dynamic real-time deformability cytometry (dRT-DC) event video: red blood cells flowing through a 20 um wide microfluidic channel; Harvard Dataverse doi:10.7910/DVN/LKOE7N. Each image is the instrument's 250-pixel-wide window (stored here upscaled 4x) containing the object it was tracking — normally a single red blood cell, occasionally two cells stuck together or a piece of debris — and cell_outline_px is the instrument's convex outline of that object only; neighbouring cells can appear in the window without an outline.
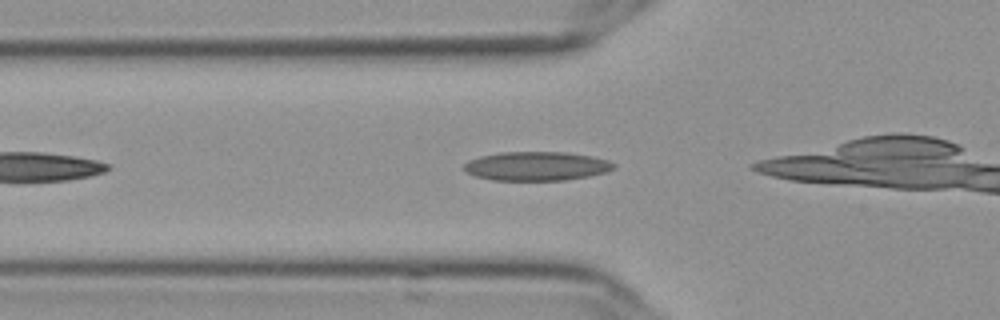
{"species": "Egyptian fruit bat (a non-hibernating species)", "species_latin": "Rousettus aegyptiacus", "temperature_condition": "cold", "stored_images_in_passage": 8, "camera_frame_rate_fps": 3000, "um_per_image_px": 0.085, "frame": {"image": 1, "passage_image": 4, "time_ms": 1.0, "image_size_px": [1000, 320], "cell_outline_px": [[616, 168], [608, 172], [588, 176], [564, 180], [492, 180], [476, 176], [464, 172], [464, 164], [468, 160], [480, 156], [500, 152], [568, 152], [592, 156], [608, 160], [616, 164]], "centroid_in_image_um": [45.62, 14.11], "position_along_channel_um": 80.2, "area_um2": 25.49}}